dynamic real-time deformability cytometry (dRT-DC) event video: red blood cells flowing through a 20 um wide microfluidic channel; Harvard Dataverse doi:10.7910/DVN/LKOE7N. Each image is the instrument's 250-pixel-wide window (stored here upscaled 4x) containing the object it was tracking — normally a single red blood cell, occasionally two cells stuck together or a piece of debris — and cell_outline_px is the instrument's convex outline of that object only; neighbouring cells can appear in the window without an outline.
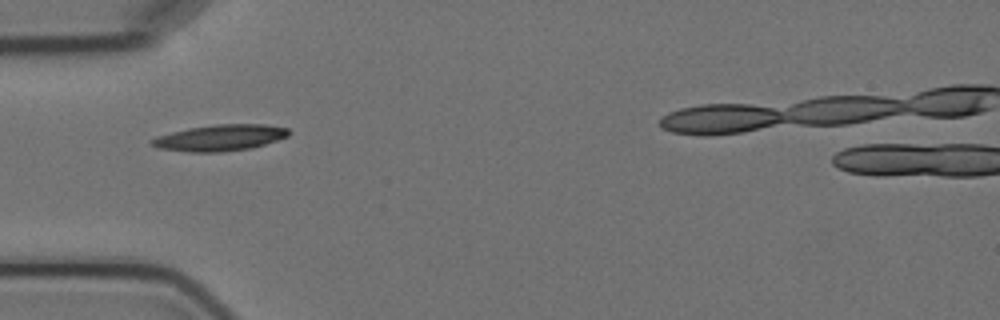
{"species": "Egyptian fruit bat (a non-hibernating species)", "species_latin": "Rousettus aegyptiacus", "temperature_condition": "cold", "stored_images_in_passage": 11, "camera_frame_rate_fps": 3000, "um_per_image_px": 0.085, "animal": {"sex": "female"}, "frame": {"image": 1, "passage_image": 2, "time_ms": 2.0, "image_size_px": [1000, 320], "cell_outline_px": [[288, 136], [252, 148], [224, 152], [192, 152], [156, 148], [148, 144], [148, 140], [156, 136], [188, 128], [216, 124], [264, 124], [288, 128]], "centroid_in_image_um": [18.63, 11.71], "position_along_channel_um": 66.4, "area_um2": 21.04}}
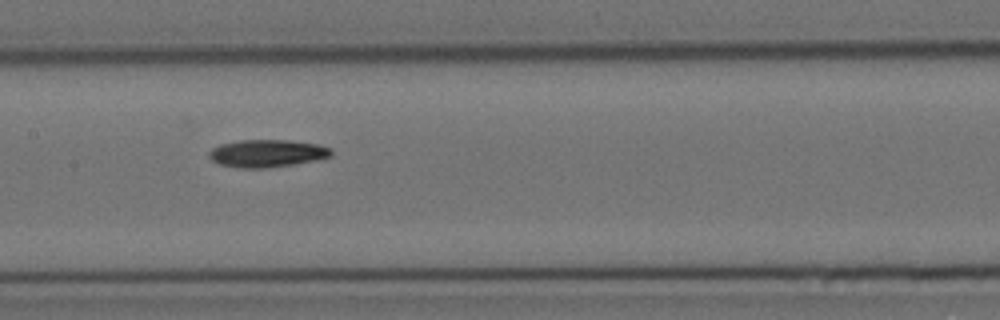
{"frame": {"image": 2, "passage_image": 5, "time_ms": 5.333, "image_size_px": [1000, 320], "cell_outline_px": [[332, 156], [316, 160], [292, 164], [264, 168], [236, 168], [220, 164], [212, 160], [208, 156], [208, 152], [212, 148], [220, 144], [240, 140], [292, 140], [320, 144], [332, 148]], "centroid_in_image_um": [22.71, 13.02], "position_along_channel_um": 184.7, "area_um2": 19.77}}
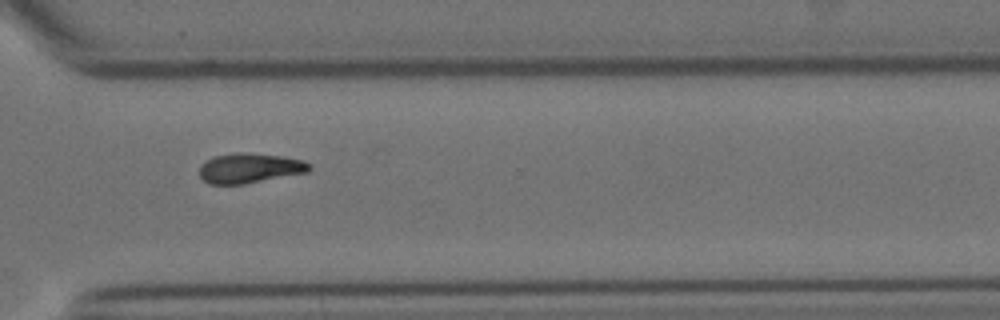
{"frame": {"image": 3, "passage_image": 9, "time_ms": 10.0, "image_size_px": [1000, 320], "cell_outline_px": [[312, 168], [308, 172], [244, 184], [208, 184], [200, 176], [200, 164], [212, 156], [236, 152], [248, 152], [284, 156], [304, 160], [312, 164]], "centroid_in_image_um": [21.24, 14.27], "position_along_channel_um": 349.4, "area_um2": 19.48}}